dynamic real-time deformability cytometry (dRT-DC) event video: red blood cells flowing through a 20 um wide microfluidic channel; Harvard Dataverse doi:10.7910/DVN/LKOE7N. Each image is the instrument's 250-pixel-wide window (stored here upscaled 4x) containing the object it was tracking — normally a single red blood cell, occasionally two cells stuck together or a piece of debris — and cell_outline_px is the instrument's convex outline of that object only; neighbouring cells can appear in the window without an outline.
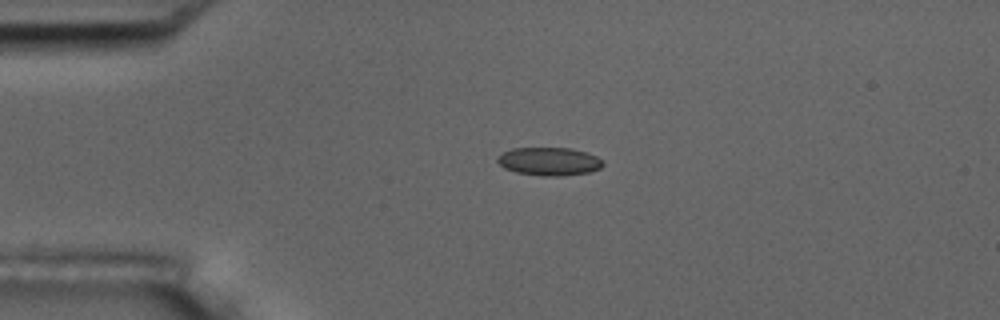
{"species": "common noctule bat (a hibernating species)", "species_latin": "Nyctalus noctula", "temperature_condition": "room temperature", "stored_images_in_passage": 4, "camera_frame_rate_fps": 3000, "um_per_image_px": 0.085, "animal": {"sex": "male", "body_mass_g": 17.5, "forearm_length_mm": 52.3}, "frame": {"image": 1, "passage_image": 3, "time_ms": 2.333, "image_size_px": [1000, 320], "cell_outline_px": [[604, 164], [600, 168], [588, 172], [564, 176], [540, 176], [516, 172], [504, 168], [496, 160], [496, 156], [512, 148], [572, 148], [596, 156], [604, 160]], "centroid_in_image_um": [46.67, 13.72], "position_along_channel_um": 38.3, "area_um2": 17.4}}